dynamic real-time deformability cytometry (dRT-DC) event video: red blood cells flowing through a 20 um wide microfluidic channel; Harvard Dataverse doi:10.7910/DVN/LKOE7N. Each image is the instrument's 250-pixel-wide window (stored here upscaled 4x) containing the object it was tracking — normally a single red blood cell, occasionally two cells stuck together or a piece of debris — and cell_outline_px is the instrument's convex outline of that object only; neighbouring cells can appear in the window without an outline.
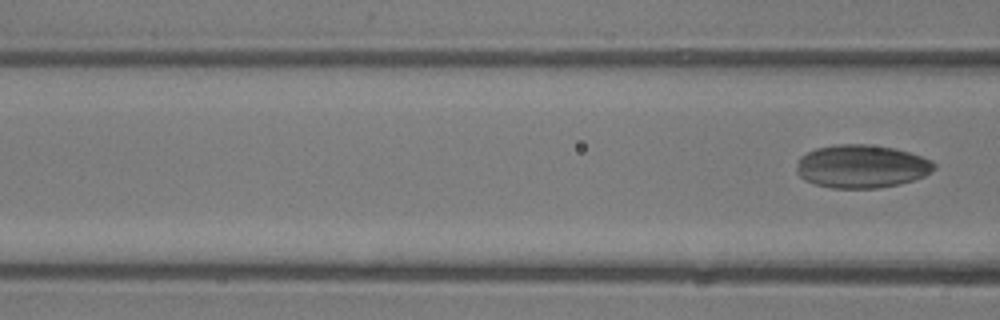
{"species": "common noctule bat (a hibernating species)", "species_latin": "Nyctalus noctula", "temperature_condition": "room temperature", "stored_images_in_passage": 6, "segment_of_instrument_passage": [2, 2], "camera_frame_rate_fps": 3000, "um_per_image_px": 0.085, "animal": {"sex": "male", "body_mass_g": 13.3}, "frame": {"image": 1, "passage_image": 6, "time_ms": 1.667, "image_size_px": [1000, 320], "cell_outline_px": [[936, 168], [924, 176], [900, 184], [876, 188], [832, 188], [816, 184], [804, 180], [796, 172], [796, 164], [800, 156], [816, 148], [836, 144], [868, 144], [896, 148], [932, 160], [936, 164]], "centroid_in_image_um": [73.22, 14.13], "position_along_channel_um": 93.4, "area_um2": 34.74}}